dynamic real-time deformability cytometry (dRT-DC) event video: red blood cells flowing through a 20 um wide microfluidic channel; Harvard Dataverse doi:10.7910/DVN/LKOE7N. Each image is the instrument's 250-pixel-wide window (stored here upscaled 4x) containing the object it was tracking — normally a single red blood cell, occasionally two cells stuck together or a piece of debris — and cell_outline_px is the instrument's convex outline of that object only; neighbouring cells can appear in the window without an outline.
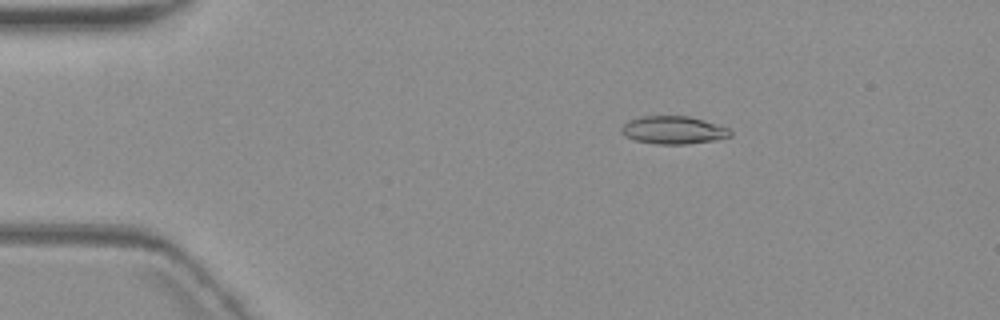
{"species": "common noctule bat (a hibernating species)", "species_latin": "Nyctalus noctula", "temperature_condition": "warm", "stored_images_in_passage": 4, "camera_frame_rate_fps": 3000, "um_per_image_px": 0.085, "animal": {"sex": "female", "body_mass_g": 19.3, "forearm_length_mm": 54.1}, "frame": {"image": 1, "passage_image": 3, "time_ms": 2.667, "image_size_px": [1000, 320], "cell_outline_px": [[732, 136], [716, 140], [688, 144], [656, 144], [636, 140], [624, 136], [620, 132], [620, 128], [628, 120], [644, 116], [688, 116], [704, 120], [728, 128], [732, 132]], "centroid_in_image_um": [57.23, 11.06], "position_along_channel_um": 27.8, "area_um2": 17.74}}